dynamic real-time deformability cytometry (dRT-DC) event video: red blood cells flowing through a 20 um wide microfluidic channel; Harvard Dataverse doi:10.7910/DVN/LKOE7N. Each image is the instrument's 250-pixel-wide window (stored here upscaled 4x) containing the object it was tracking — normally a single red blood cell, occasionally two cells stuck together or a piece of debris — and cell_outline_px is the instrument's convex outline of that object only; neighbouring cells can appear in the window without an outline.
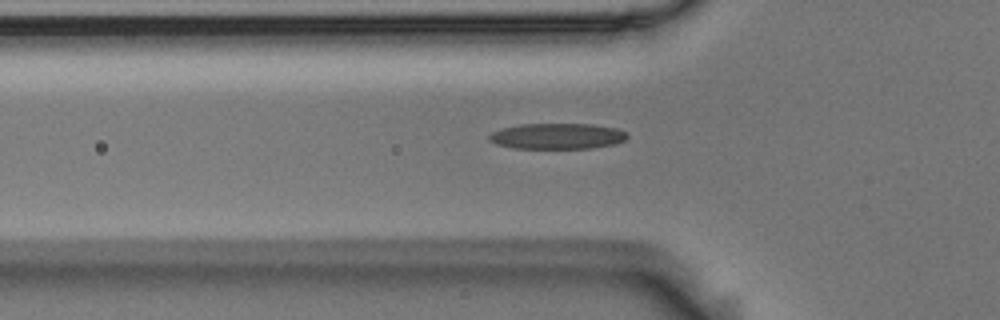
{"species": "Egyptian fruit bat (a non-hibernating species)", "species_latin": "Rousettus aegyptiacus", "temperature_condition": "room temperature", "stored_images_in_passage": 49, "camera_frame_rate_fps": 3000, "um_per_image_px": 0.085, "animal": {"sex": "male"}, "frame": {"image": 1, "passage_image": 18, "time_ms": 5.667, "image_size_px": [1000, 320], "cell_outline_px": [[628, 136], [624, 140], [616, 144], [592, 148], [512, 148], [496, 144], [488, 140], [488, 136], [492, 132], [500, 128], [520, 124], [592, 124], [616, 128], [624, 132]], "centroid_in_image_um": [47.33, 11.57], "position_along_channel_um": 78.5, "area_um2": 20.81}}
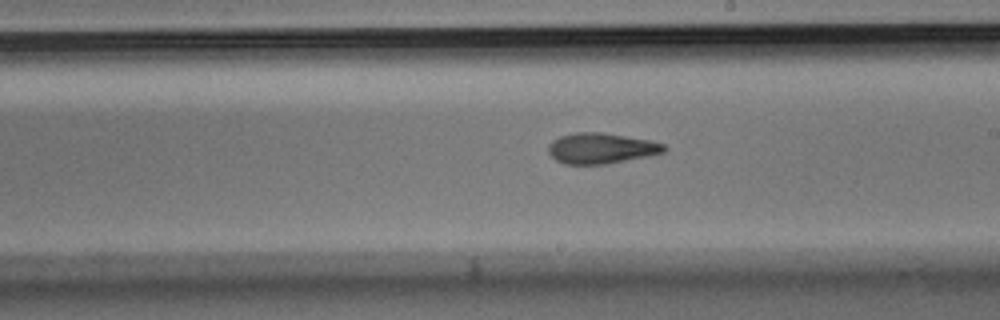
{"frame": {"image": 2, "passage_image": 31, "time_ms": 10.0, "image_size_px": [1000, 320], "cell_outline_px": [[668, 148], [664, 152], [604, 164], [564, 164], [556, 160], [548, 152], [548, 144], [552, 140], [560, 136], [576, 132], [600, 132], [648, 140], [664, 144]], "centroid_in_image_um": [51.04, 12.6], "position_along_channel_um": 238.0, "area_um2": 20.35}}
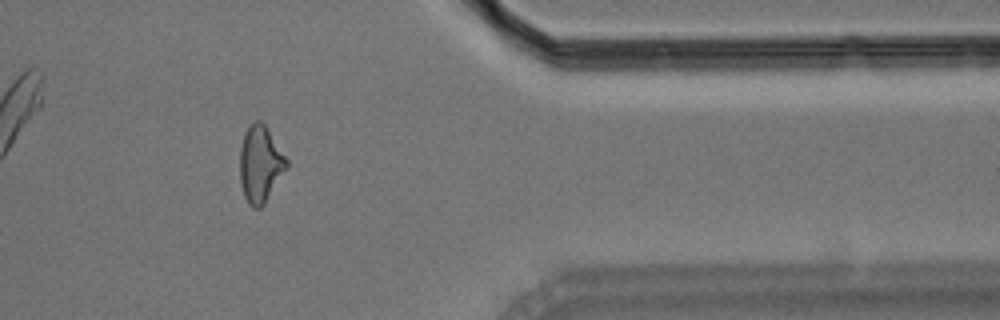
{"frame": {"image": 3, "passage_image": 45, "time_ms": 14.667, "image_size_px": [1000, 320], "cell_outline_px": [[288, 168], [264, 204], [260, 208], [252, 208], [248, 204], [244, 196], [240, 184], [240, 148], [244, 132], [256, 120], [260, 120], [264, 124], [288, 160]], "centroid_in_image_um": [22.12, 13.98], "position_along_channel_um": 389.3, "area_um2": 20.87}}